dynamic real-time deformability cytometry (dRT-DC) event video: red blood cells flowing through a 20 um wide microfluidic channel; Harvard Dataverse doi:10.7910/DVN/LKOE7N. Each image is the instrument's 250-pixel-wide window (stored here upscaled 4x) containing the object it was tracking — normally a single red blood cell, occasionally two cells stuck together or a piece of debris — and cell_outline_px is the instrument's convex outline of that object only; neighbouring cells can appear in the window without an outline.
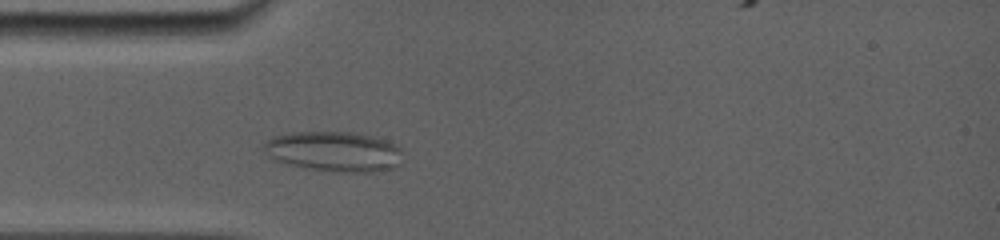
{"species": "common noctule bat (a hibernating species)", "species_latin": "Nyctalus noctula", "temperature_condition": "room temperature", "stored_images_in_passage": 13, "camera_frame_rate_fps": 5000, "um_per_image_px": 0.085, "animal": {"sex": "female", "body_mass_g": 19.0, "forearm_length_mm": 56.7}, "frame": {"image": 1, "passage_image": 4, "time_ms": 2.8, "image_size_px": [1000, 240], "cell_outline_px": [[400, 148], [396, 164], [392, 168], [372, 172], [336, 172], [304, 168], [272, 160], [268, 156], [264, 148], [264, 144], [272, 136], [292, 132], [352, 132], [372, 136], [396, 144]], "centroid_in_image_um": [28.31, 12.87], "position_along_channel_um": 56.7, "area_um2": 32.25}}
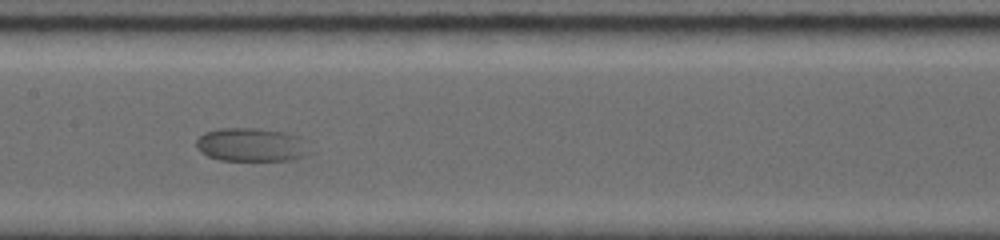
{"frame": {"image": 2, "passage_image": 9, "time_ms": 6.4, "image_size_px": [1000, 240], "cell_outline_px": [[316, 152], [292, 160], [220, 160], [208, 156], [200, 152], [196, 148], [196, 140], [204, 132], [216, 128], [256, 128], [288, 132], [312, 140]], "centroid_in_image_um": [21.53, 12.29], "position_along_channel_um": 185.9, "area_um2": 23.24}}
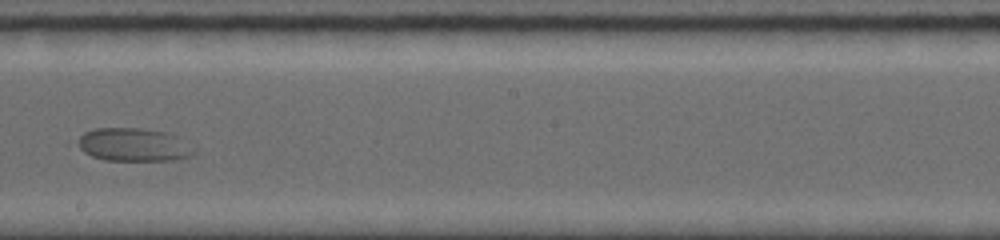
{"frame": {"image": 3, "passage_image": 11, "time_ms": 7.8, "image_size_px": [1000, 240], "cell_outline_px": [[196, 152], [192, 156], [176, 160], [104, 160], [92, 156], [68, 144], [84, 132], [96, 128], [140, 128], [168, 132], [180, 136]], "centroid_in_image_um": [11.27, 12.29], "position_along_channel_um": 236.9, "area_um2": 23.18}}